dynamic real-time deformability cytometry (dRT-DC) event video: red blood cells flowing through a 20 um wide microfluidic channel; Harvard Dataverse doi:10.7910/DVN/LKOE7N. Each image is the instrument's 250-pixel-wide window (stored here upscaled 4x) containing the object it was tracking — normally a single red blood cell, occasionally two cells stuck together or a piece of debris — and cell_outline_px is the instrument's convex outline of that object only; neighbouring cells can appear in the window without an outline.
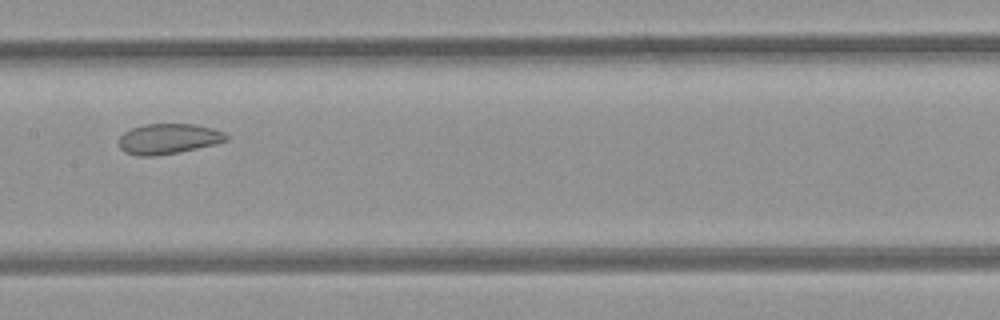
{"species": "common noctule bat (a hibernating species)", "species_latin": "Nyctalus noctula", "temperature_condition": "room temperature", "stored_images_in_passage": 6, "camera_frame_rate_fps": 3000, "um_per_image_px": 0.085, "animal": {"sex": "female", "body_mass_g": 21.9}, "frame": {"image": 1, "passage_image": 6, "time_ms": 1.667, "image_size_px": [1000, 320], "cell_outline_px": [[228, 140], [216, 144], [156, 156], [136, 156], [124, 152], [120, 148], [120, 136], [124, 132], [132, 128], [144, 124], [196, 124], [212, 128], [224, 132], [228, 136]], "centroid_in_image_um": [14.31, 11.79], "position_along_channel_um": 193.1, "area_um2": 18.96}}